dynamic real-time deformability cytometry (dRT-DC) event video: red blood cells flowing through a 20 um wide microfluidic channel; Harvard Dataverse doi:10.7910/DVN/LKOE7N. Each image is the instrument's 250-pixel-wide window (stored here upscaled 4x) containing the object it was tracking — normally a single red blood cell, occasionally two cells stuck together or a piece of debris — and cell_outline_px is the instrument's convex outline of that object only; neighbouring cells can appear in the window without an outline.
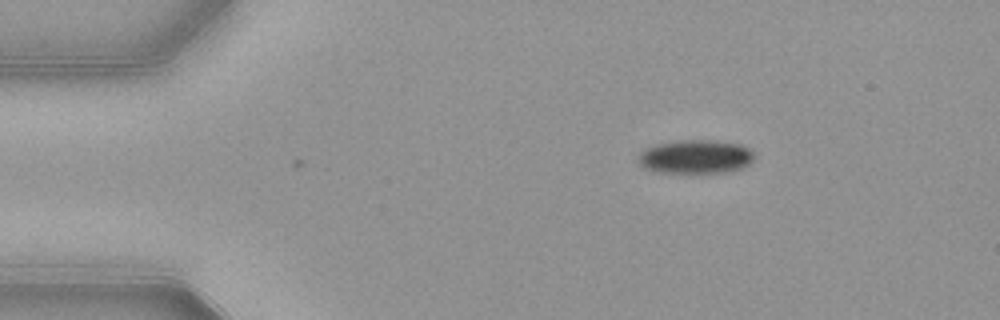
{"species": "common noctule bat (a hibernating species)", "species_latin": "Nyctalus noctula", "temperature_condition": "warm", "stored_images_in_passage": 3, "camera_frame_rate_fps": 3000, "um_per_image_px": 0.085, "animal": {"sex": "female", "body_mass_g": 21.9}, "frame": {"image": 1, "passage_image": 3, "time_ms": 0.667, "image_size_px": [1000, 320], "cell_outline_px": [[756, 156], [748, 164], [740, 168], [724, 172], [660, 172], [644, 168], [640, 164], [640, 152], [644, 148], [656, 144], [680, 140], [716, 140], [740, 144], [756, 152]], "centroid_in_image_um": [59.15, 13.3], "position_along_channel_um": 25.8, "area_um2": 22.72}}